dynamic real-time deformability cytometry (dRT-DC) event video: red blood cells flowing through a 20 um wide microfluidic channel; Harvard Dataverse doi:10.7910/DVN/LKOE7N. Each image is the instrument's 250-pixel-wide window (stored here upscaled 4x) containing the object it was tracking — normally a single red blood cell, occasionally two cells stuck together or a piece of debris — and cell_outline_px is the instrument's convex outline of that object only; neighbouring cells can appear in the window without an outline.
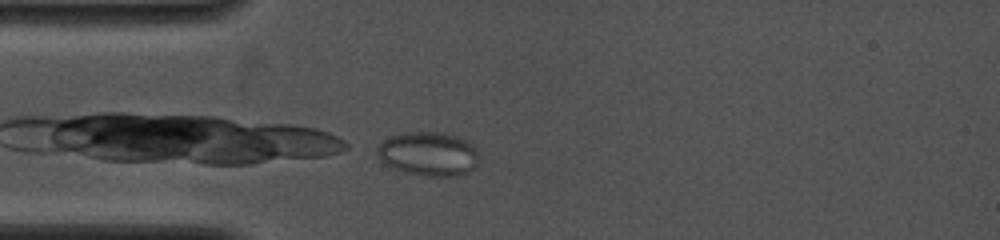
{"species": "common noctule bat (a hibernating species)", "species_latin": "Nyctalus noctula", "temperature_condition": "cold", "stored_images_in_passage": 35, "camera_frame_rate_fps": 4000, "um_per_image_px": 0.085, "animal": {"sex": "female", "body_mass_g": 19.0, "forearm_length_mm": 53.3}, "frame": {"image": 1, "passage_image": 1, "time_ms": 0.0, "image_size_px": [1000, 240], "cell_outline_px": [[476, 164], [468, 172], [456, 176], [428, 176], [404, 172], [384, 164], [380, 160], [376, 152], [376, 148], [384, 140], [392, 136], [408, 132], [444, 132], [468, 140], [476, 148]], "centroid_in_image_um": [36.4, 13.07], "position_along_channel_um": 48.6, "area_um2": 26.01}}
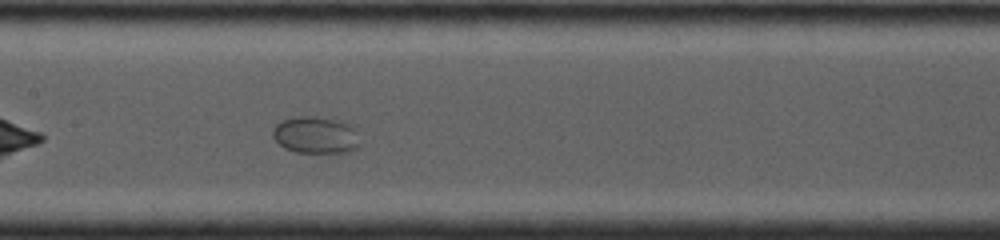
{"frame": {"image": 2, "passage_image": 15, "time_ms": 3.5, "image_size_px": [1000, 240], "cell_outline_px": [[360, 144], [356, 148], [348, 152], [296, 152], [284, 148], [272, 136], [272, 128], [276, 124], [292, 116], [312, 116], [344, 120], [352, 128]], "centroid_in_image_um": [26.79, 11.46], "position_along_channel_um": 180.6, "area_um2": 18.73}}
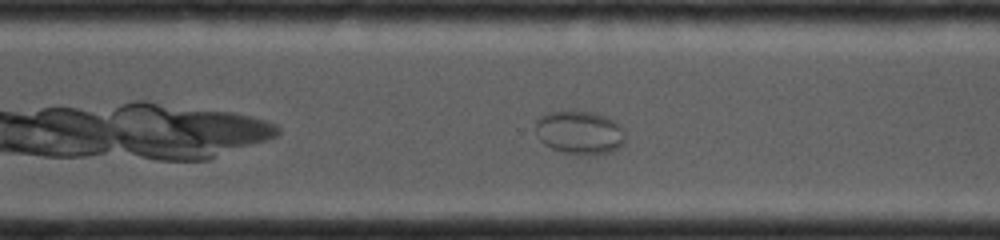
{"frame": {"image": 3, "passage_image": 29, "time_ms": 7.0, "image_size_px": [1000, 240], "cell_outline_px": [[624, 144], [620, 148], [612, 152], [580, 156], [576, 156], [552, 148], [544, 144], [540, 140], [536, 128], [536, 120], [544, 112], [592, 112], [616, 120], [620, 124], [624, 132]], "centroid_in_image_um": [49.3, 11.29], "position_along_channel_um": 321.3, "area_um2": 22.89}}